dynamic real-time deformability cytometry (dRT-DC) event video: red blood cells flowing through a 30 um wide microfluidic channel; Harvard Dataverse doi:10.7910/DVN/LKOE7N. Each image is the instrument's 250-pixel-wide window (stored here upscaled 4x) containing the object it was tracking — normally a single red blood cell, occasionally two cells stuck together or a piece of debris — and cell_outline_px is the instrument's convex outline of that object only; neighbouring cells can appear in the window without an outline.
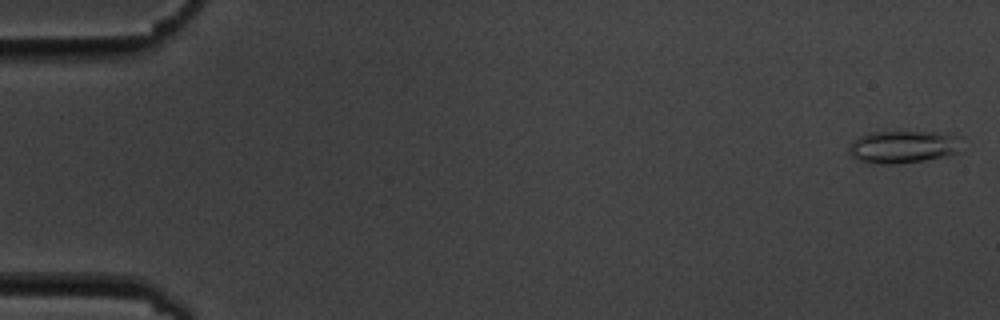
{"species": "common noctule bat (a hibernating species)", "species_latin": "Nyctalus noctula", "temperature_condition": "cold", "stored_images_in_passage": 6, "camera_frame_rate_fps": 3000, "um_per_image_px": 0.085, "animal": {"sex": "male", "body_mass_g": 19.5, "forearm_length_mm": 54.6}, "frame": {"image": 1, "passage_image": 1, "time_ms": 0.0, "image_size_px": [1000, 320], "cell_outline_px": [[956, 152], [944, 156], [924, 160], [888, 164], [860, 160], [852, 156], [848, 152], [848, 148], [860, 136], [868, 132], [932, 132], [956, 136]], "centroid_in_image_um": [76.67, 12.47], "position_along_channel_um": 8.3, "area_um2": 20.35}}
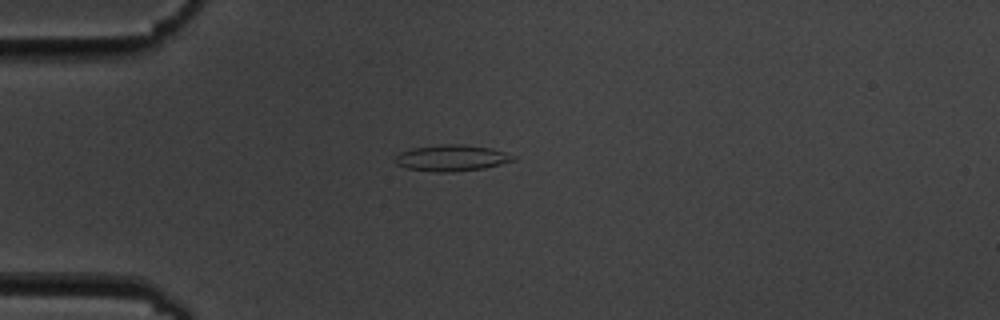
{"frame": {"image": 2, "passage_image": 5, "time_ms": 4.667, "image_size_px": [1000, 320], "cell_outline_px": [[516, 160], [484, 168], [452, 172], [436, 172], [408, 168], [396, 164], [392, 160], [400, 152], [412, 148], [444, 144], [464, 144], [492, 148], [516, 156]], "centroid_in_image_um": [38.39, 13.42], "position_along_channel_um": 46.6, "area_um2": 18.09}}